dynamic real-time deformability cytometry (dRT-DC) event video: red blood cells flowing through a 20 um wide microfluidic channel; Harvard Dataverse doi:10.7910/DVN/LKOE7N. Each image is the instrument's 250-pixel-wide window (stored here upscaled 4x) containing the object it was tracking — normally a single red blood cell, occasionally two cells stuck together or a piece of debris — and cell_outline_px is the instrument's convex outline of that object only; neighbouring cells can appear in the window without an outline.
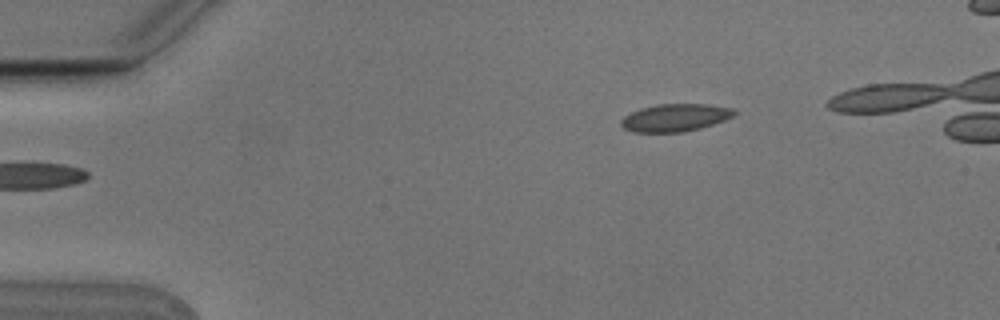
{"species": "Egyptian fruit bat (a non-hibernating species)", "species_latin": "Rousettus aegyptiacus", "temperature_condition": "cold", "stored_images_in_passage": 4, "camera_frame_rate_fps": 3000, "um_per_image_px": 0.085, "animal": {"sex": "male"}, "frame": {"image": 1, "passage_image": 4, "time_ms": 1.0, "image_size_px": [1000, 320], "cell_outline_px": [[736, 112], [732, 116], [724, 120], [700, 128], [680, 132], [632, 132], [624, 128], [620, 124], [620, 120], [624, 116], [640, 108], [656, 104], [708, 104], [732, 108]], "centroid_in_image_um": [57.35, 9.99], "position_along_channel_um": 27.7, "area_um2": 18.09}}